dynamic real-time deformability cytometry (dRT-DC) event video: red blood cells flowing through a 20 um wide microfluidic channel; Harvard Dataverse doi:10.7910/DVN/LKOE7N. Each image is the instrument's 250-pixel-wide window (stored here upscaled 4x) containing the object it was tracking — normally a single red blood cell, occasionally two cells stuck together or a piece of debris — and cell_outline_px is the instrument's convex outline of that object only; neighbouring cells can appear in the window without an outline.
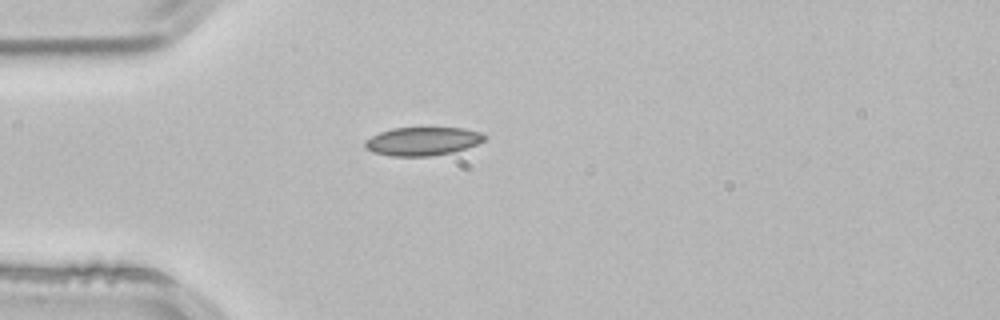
{"species": "common noctule bat (a hibernating species)", "species_latin": "Nyctalus noctula", "temperature_condition": "room temperature", "stored_images_in_passage": 3, "camera_frame_rate_fps": 3000, "um_per_image_px": 0.085, "animal": {"sex": "male", "body_mass_g": 21.5, "forearm_length_mm": 52.0}, "frame": {"image": 1, "passage_image": 3, "time_ms": 0.667, "image_size_px": [1000, 320], "cell_outline_px": [[488, 136], [484, 140], [476, 144], [452, 152], [432, 156], [392, 156], [372, 152], [364, 148], [364, 140], [380, 132], [392, 128], [464, 128], [480, 132]], "centroid_in_image_um": [35.89, 12.01], "position_along_channel_um": 49.1, "area_um2": 19.77}}